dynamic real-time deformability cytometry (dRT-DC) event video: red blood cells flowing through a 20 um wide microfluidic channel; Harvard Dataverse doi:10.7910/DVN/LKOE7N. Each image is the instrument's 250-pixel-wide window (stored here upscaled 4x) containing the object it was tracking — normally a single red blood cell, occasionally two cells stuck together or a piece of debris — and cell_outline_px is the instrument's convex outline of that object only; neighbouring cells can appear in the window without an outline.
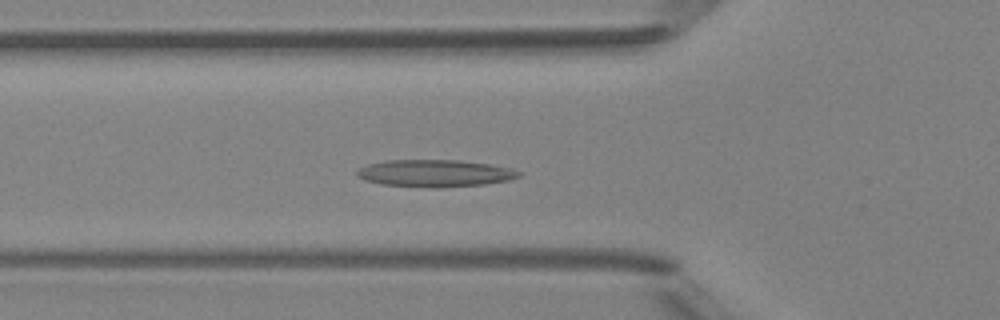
{"species": "Egyptian fruit bat (a non-hibernating species)", "species_latin": "Rousettus aegyptiacus", "temperature_condition": "room temperature", "stored_images_in_passage": 35, "camera_frame_rate_fps": 3000, "um_per_image_px": 0.085, "animal": {"sex": "female"}, "frame": {"image": 1, "passage_image": 3, "time_ms": 0.667, "image_size_px": [1000, 320], "cell_outline_px": [[520, 176], [508, 180], [484, 184], [440, 188], [432, 188], [380, 184], [364, 180], [356, 176], [356, 172], [360, 168], [368, 164], [388, 160], [456, 160], [488, 164], [508, 168], [520, 172]], "centroid_in_image_um": [36.91, 14.74], "position_along_channel_um": 88.9, "area_um2": 25.49}}
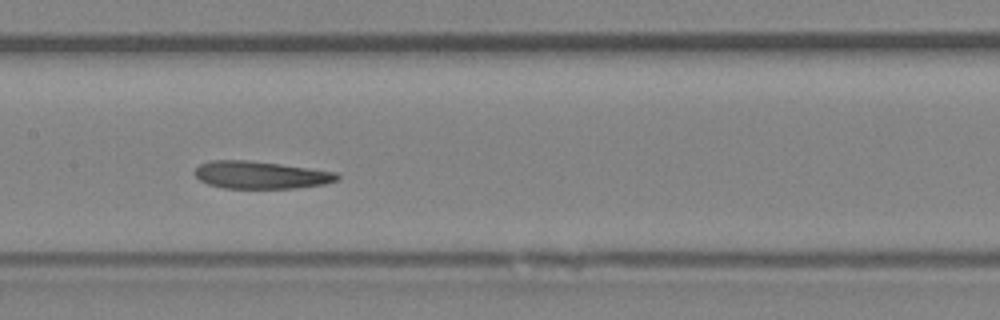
{"frame": {"image": 2, "passage_image": 10, "time_ms": 3.0, "image_size_px": [1000, 320], "cell_outline_px": [[340, 176], [336, 180], [324, 184], [296, 188], [224, 188], [208, 184], [200, 180], [192, 172], [200, 164], [212, 160], [248, 160], [280, 164], [336, 172]], "centroid_in_image_um": [22.12, 14.87], "position_along_channel_um": 185.3, "area_um2": 22.72}}
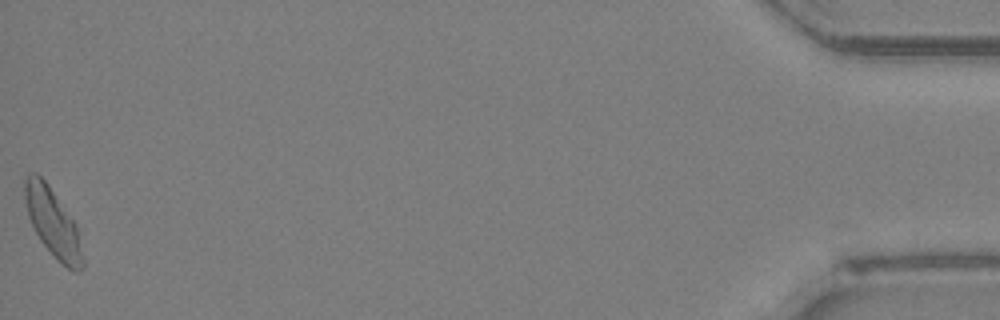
{"frame": {"image": 3, "passage_image": 35, "time_ms": 11.333, "image_size_px": [1000, 320], "cell_outline_px": [[84, 268], [80, 272], [72, 272], [60, 264], [56, 260], [40, 240], [28, 216], [24, 200], [24, 180], [28, 172], [36, 172], [48, 184], [76, 224], [84, 260]], "centroid_in_image_um": [4.49, 18.97], "position_along_channel_um": 430.7, "area_um2": 23.29}, "authors_computed_cell_mechanics": {"area_um2": 23.2934, "velocity_mm_per_s": 4.1515, "shape_relaxation_time_tau1_ms": 8.6864, "shape_relaxation_time_tau2_ms": 3.5543, "deformation_change_tau1": 0.1569, "deformation_change_tau2": 0.1182}}